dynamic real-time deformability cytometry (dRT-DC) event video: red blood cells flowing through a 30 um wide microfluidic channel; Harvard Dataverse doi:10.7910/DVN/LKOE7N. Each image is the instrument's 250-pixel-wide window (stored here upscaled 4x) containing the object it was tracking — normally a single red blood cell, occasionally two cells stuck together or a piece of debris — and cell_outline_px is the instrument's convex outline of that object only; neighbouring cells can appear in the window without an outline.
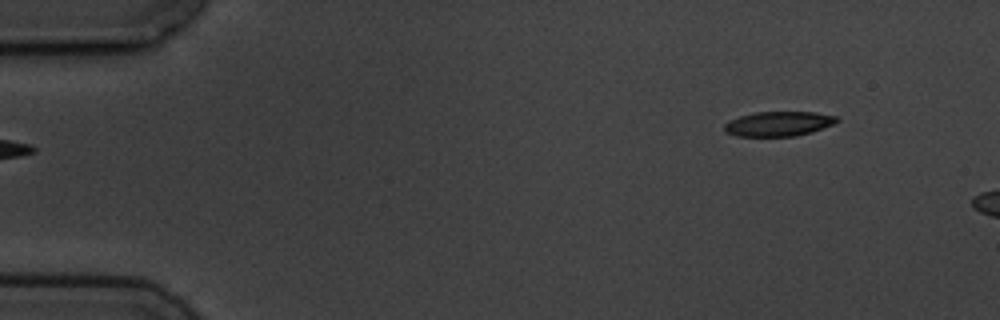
{"species": "common noctule bat (a hibernating species)", "species_latin": "Nyctalus noctula", "temperature_condition": "cold", "stored_images_in_passage": 2, "camera_frame_rate_fps": 3000, "um_per_image_px": 0.085, "animal": {"sex": "male", "body_mass_g": 19.5, "forearm_length_mm": 54.6}, "frame": {"image": 1, "passage_image": 2, "time_ms": 1.333, "image_size_px": [1000, 320], "cell_outline_px": [[840, 120], [832, 124], [812, 132], [796, 136], [736, 136], [724, 132], [724, 124], [740, 116], [752, 112], [816, 112], [836, 116]], "centroid_in_image_um": [66.17, 10.52], "position_along_channel_um": 18.8, "area_um2": 16.18}}